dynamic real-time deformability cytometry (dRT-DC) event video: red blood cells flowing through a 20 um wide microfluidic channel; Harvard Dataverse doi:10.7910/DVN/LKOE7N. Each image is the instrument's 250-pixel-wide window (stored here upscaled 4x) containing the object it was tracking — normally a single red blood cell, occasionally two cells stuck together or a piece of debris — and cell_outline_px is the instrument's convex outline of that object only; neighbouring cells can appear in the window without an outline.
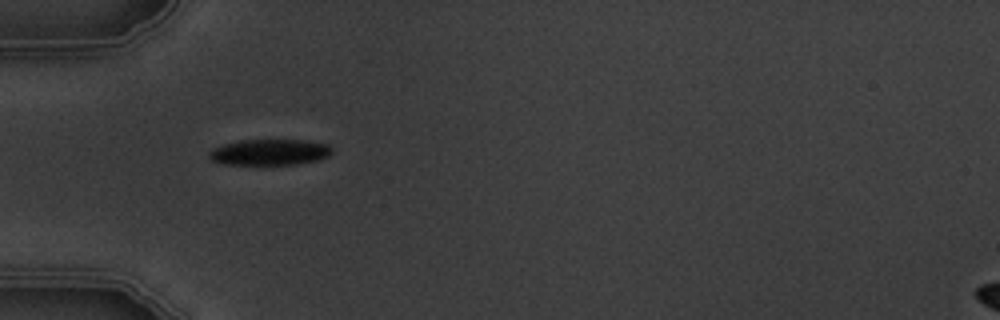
{"species": "common noctule bat (a hibernating species)", "species_latin": "Nyctalus noctula", "temperature_condition": "warm", "stored_images_in_passage": 6, "camera_frame_rate_fps": 3000, "um_per_image_px": 0.085, "animal": {"sex": "male", "body_mass_g": 19.5, "forearm_length_mm": 54.6}, "frame": {"image": 1, "passage_image": 5, "time_ms": 4.667, "image_size_px": [1000, 320], "cell_outline_px": [[332, 152], [328, 156], [320, 160], [296, 164], [224, 164], [212, 160], [208, 156], [208, 152], [212, 148], [224, 144], [240, 140], [304, 140], [328, 144], [332, 148]], "centroid_in_image_um": [22.93, 12.93], "position_along_channel_um": 62.1, "area_um2": 18.61}}